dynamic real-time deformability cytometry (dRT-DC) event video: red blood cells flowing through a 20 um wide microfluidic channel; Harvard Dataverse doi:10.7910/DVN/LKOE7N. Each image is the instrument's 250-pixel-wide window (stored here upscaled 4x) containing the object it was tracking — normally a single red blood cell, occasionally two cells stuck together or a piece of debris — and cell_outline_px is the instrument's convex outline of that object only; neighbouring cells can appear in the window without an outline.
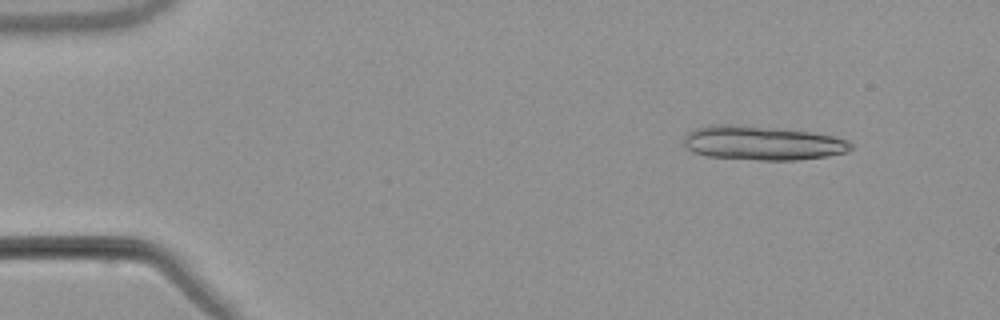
{"species": "common noctule bat (a hibernating species)", "species_latin": "Nyctalus noctula", "temperature_condition": "warm", "stored_images_in_passage": 11, "camera_frame_rate_fps": 3000, "um_per_image_px": 0.085, "animal": {"sex": "male", "body_mass_g": 21.5, "forearm_length_mm": 52.0}, "frame": {"image": 1, "passage_image": 1, "time_ms": 0.0, "image_size_px": [1000, 320], "cell_outline_px": [[852, 148], [848, 152], [828, 156], [796, 160], [760, 160], [708, 156], [692, 152], [684, 144], [684, 136], [692, 128], [708, 124], [732, 124], [808, 132], [832, 136], [848, 140], [852, 144]], "centroid_in_image_um": [64.76, 12.16], "position_along_channel_um": 20.2, "area_um2": 33.18}}